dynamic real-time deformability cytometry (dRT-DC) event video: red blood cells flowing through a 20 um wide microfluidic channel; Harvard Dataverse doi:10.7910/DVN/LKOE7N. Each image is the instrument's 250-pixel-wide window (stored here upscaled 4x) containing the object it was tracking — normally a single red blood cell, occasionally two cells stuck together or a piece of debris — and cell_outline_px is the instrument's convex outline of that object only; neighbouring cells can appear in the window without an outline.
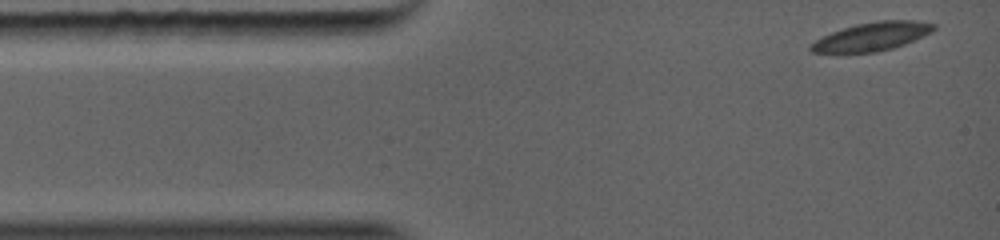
{"species": "common noctule bat (a hibernating species)", "species_latin": "Nyctalus noctula", "temperature_condition": "warm", "stored_images_in_passage": 34, "camera_frame_rate_fps": 5000, "um_per_image_px": 0.085, "animal": {"sex": "female", "body_mass_g": 19.0, "forearm_length_mm": 56.7}, "frame": {"image": 1, "passage_image": 1, "time_ms": 0.0, "image_size_px": [1000, 240], "cell_outline_px": [[936, 28], [932, 32], [904, 44], [892, 48], [876, 52], [812, 52], [808, 48], [808, 44], [832, 32], [856, 24], [876, 20], [912, 20], [936, 24]], "centroid_in_image_um": [74.13, 3.09], "position_along_channel_um": 10.9, "area_um2": 20.17}}
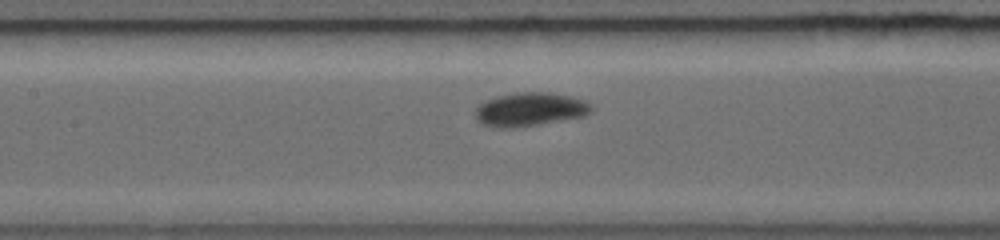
{"frame": {"image": 2, "passage_image": 18, "time_ms": 4.4, "image_size_px": [1000, 240], "cell_outline_px": [[592, 108], [588, 112], [572, 116], [516, 124], [496, 124], [480, 120], [476, 116], [476, 108], [480, 104], [496, 96], [512, 92], [552, 92], [572, 96], [584, 100], [592, 104]], "centroid_in_image_um": [45.07, 9.14], "position_along_channel_um": 162.3, "area_um2": 20.29}}
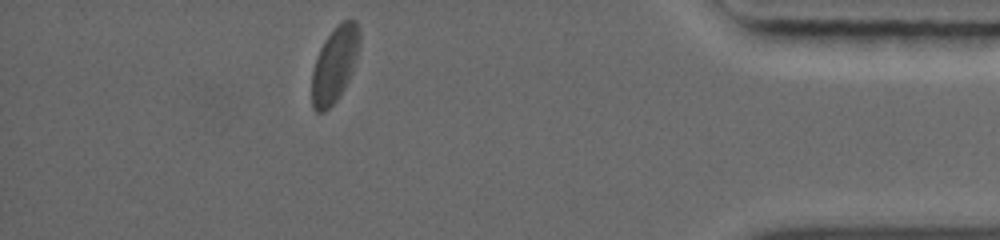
{"frame": {"image": 3, "passage_image": 34, "time_ms": 10.4, "image_size_px": [1000, 240], "cell_outline_px": [[360, 36], [356, 52], [344, 88], [336, 100], [328, 108], [320, 112], [312, 104], [312, 72], [316, 56], [324, 40], [344, 20], [356, 20], [360, 32]], "centroid_in_image_um": [28.41, 5.45], "position_along_channel_um": 406.8, "area_um2": 19.94}}